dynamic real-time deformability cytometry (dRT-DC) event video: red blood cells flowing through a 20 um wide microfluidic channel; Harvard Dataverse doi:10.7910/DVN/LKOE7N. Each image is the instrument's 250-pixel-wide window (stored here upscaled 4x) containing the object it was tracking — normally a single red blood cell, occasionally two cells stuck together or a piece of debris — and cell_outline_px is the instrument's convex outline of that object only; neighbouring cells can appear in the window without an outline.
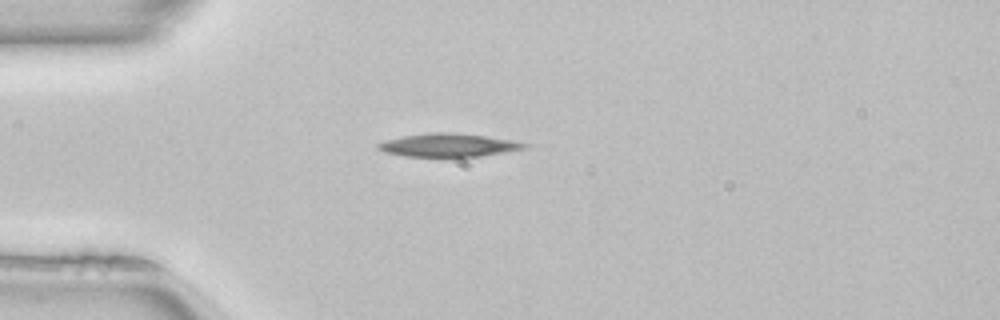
{"species": "common noctule bat (a hibernating species)", "species_latin": "Nyctalus noctula", "temperature_condition": "room temperature", "stored_images_in_passage": 38, "camera_frame_rate_fps": 3000, "um_per_image_px": 0.085, "animal": {"sex": "female", "body_mass_g": 22.7, "forearm_length_mm": 54.2}, "frame": {"image": 1, "passage_image": 1, "time_ms": 0.0, "image_size_px": [1000, 320], "cell_outline_px": [[532, 144], [528, 148], [508, 152], [480, 156], [404, 156], [384, 152], [376, 148], [376, 144], [388, 140], [404, 136], [428, 132], [448, 132], [484, 136], [516, 140]], "centroid_in_image_um": [38.2, 12.33], "position_along_channel_um": 46.8, "area_um2": 19.88}}
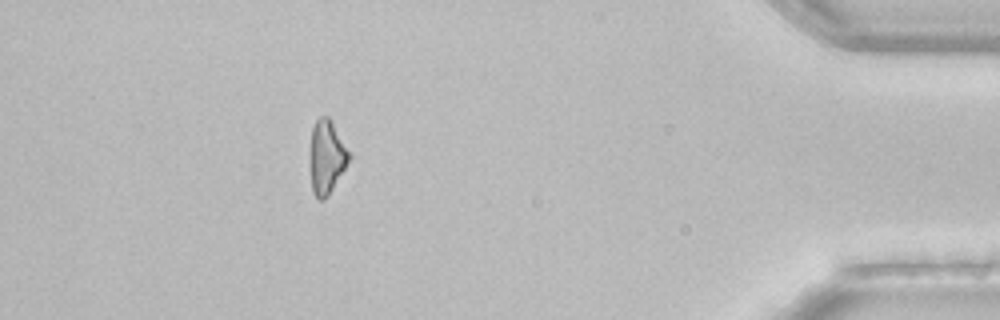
{"frame": {"image": 2, "passage_image": 33, "time_ms": 10.667, "image_size_px": [1000, 320], "cell_outline_px": [[352, 156], [328, 196], [324, 200], [320, 200], [312, 192], [312, 128], [316, 120], [320, 116], [328, 116], [332, 120]], "centroid_in_image_um": [27.81, 13.32], "position_along_channel_um": 407.4, "area_um2": 16.3}, "authors_computed_cell_mechanics": {"area_um2": 18.8139, "velocity_mm_per_s": 4.0408, "shape_relaxation_time_tau1_ms": 5.3434, "shape_relaxation_time_tau2_ms": null, "deformation_change_tau1": 0.1133, "deformation_change_tau2": null}}